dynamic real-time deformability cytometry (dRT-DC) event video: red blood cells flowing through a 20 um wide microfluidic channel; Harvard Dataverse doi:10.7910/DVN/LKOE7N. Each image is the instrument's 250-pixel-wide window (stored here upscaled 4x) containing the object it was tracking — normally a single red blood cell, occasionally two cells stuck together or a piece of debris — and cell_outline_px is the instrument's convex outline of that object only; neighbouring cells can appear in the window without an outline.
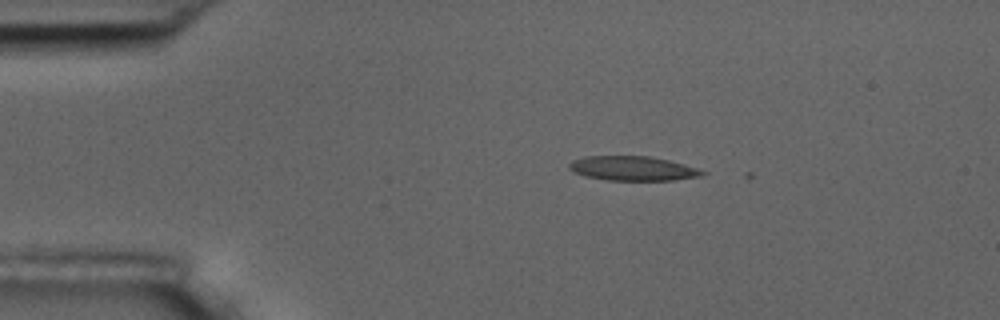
{"species": "common noctule bat (a hibernating species)", "species_latin": "Nyctalus noctula", "temperature_condition": "room temperature", "stored_images_in_passage": 3, "camera_frame_rate_fps": 3000, "um_per_image_px": 0.085, "animal": {"sex": "male", "body_mass_g": 17.5, "forearm_length_mm": 52.3}, "frame": {"image": 1, "passage_image": 1, "time_ms": 0.0, "image_size_px": [1000, 320], "cell_outline_px": [[708, 172], [704, 176], [672, 180], [608, 180], [584, 176], [572, 172], [568, 168], [568, 164], [572, 160], [584, 156], [648, 156], [668, 160], [684, 164]], "centroid_in_image_um": [53.76, 14.32], "position_along_channel_um": 31.2, "area_um2": 19.07}}